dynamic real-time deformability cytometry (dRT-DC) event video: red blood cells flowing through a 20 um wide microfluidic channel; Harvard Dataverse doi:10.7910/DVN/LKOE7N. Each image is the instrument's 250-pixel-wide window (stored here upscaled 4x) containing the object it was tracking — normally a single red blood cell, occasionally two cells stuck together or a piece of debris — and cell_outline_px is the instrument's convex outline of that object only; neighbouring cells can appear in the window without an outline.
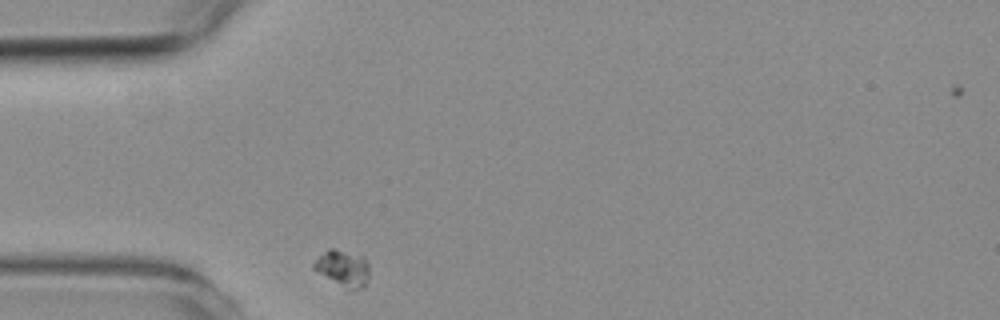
{"species": "common noctule bat (a hibernating species)", "species_latin": "Nyctalus noctula", "temperature_condition": "room temperature", "stored_images_in_passage": 32, "camera_frame_rate_fps": 3000, "um_per_image_px": 0.085, "animal": {"sex": "female", "body_mass_g": 19.3, "forearm_length_mm": 54.1}, "frame": {"image": 1, "passage_image": 1, "time_ms": 0.0, "image_size_px": [1000, 320], "cell_outline_px": [[368, 276], [364, 288], [352, 288], [312, 268], [312, 264], [328, 248], [332, 248], [364, 256], [368, 264]], "centroid_in_image_um": [29.19, 22.73], "position_along_channel_um": 55.8, "area_um2": 10.92}}
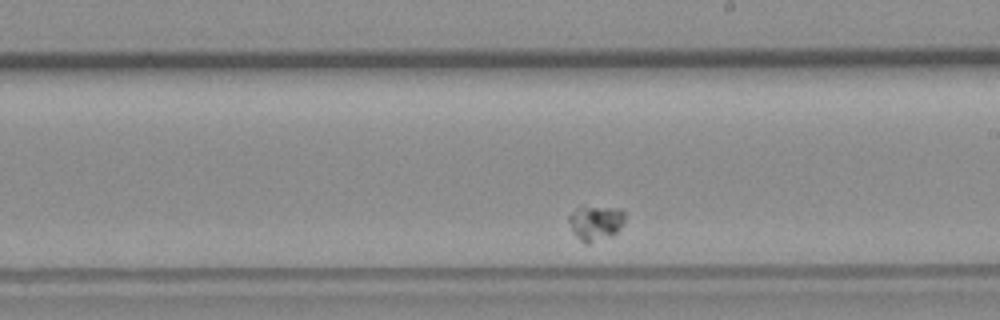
{"frame": {"image": 2, "passage_image": 19, "time_ms": 6.0, "image_size_px": [1000, 320], "cell_outline_px": [[624, 220], [620, 228], [612, 236], [588, 244], [584, 244], [572, 232], [568, 220], [568, 216], [576, 208], [620, 208], [624, 212]], "centroid_in_image_um": [50.61, 18.98], "position_along_channel_um": 238.4, "area_um2": 11.27}}
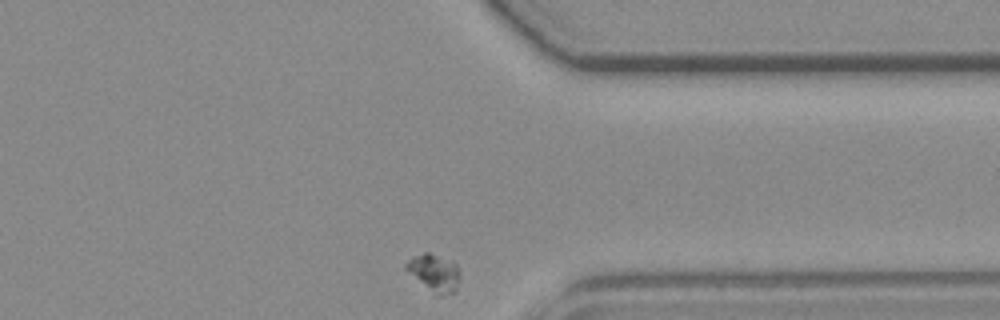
{"frame": {"image": 3, "passage_image": 32, "time_ms": 10.333, "image_size_px": [1000, 320], "cell_outline_px": [[460, 280], [456, 292], [440, 296], [436, 296], [408, 272], [404, 268], [404, 264], [412, 256], [424, 252], [428, 252], [452, 260], [456, 264], [460, 272]], "centroid_in_image_um": [36.94, 23.19], "position_along_channel_um": 374.5, "area_um2": 12.02}}